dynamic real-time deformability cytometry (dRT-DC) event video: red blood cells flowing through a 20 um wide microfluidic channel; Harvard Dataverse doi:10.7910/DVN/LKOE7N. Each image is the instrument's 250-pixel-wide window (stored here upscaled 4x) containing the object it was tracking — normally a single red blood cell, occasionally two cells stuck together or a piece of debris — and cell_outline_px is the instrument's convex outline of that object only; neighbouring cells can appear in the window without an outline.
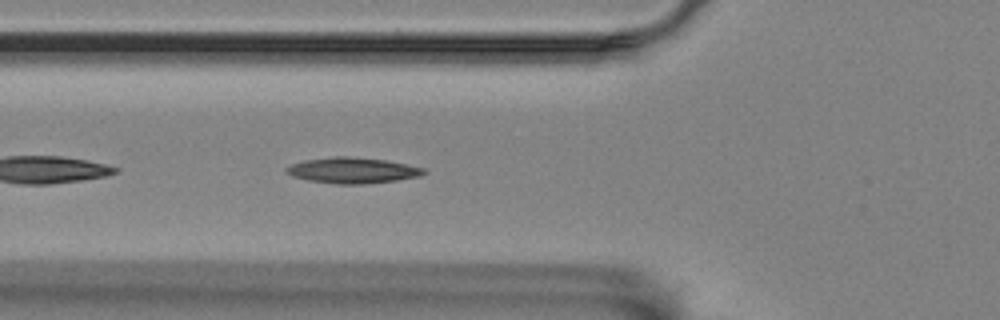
{"species": "Egyptian fruit bat (a non-hibernating species)", "species_latin": "Rousettus aegyptiacus", "temperature_condition": "room temperature", "stored_images_in_passage": 43, "camera_frame_rate_fps": 3000, "um_per_image_px": 0.085, "animal": {"sex": "female"}, "frame": {"image": 1, "passage_image": 6, "time_ms": 1.667, "image_size_px": [1000, 320], "cell_outline_px": [[428, 172], [420, 176], [396, 180], [364, 184], [336, 184], [308, 180], [292, 176], [284, 172], [284, 168], [292, 164], [304, 160], [332, 156], [348, 156], [384, 160], [428, 168]], "centroid_in_image_um": [29.97, 14.48], "position_along_channel_um": 95.8, "area_um2": 20.81}}
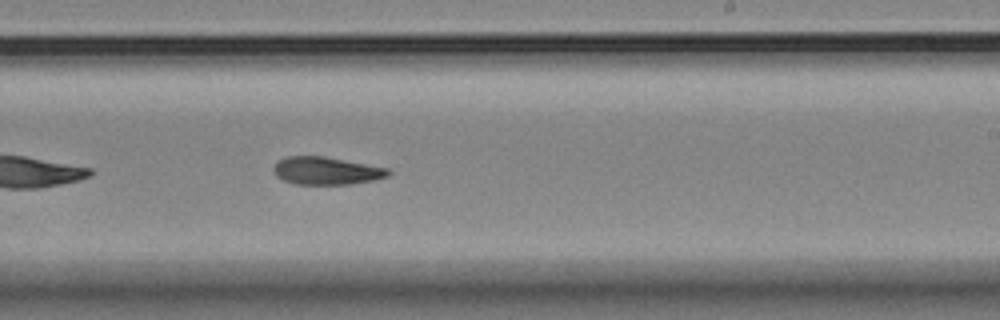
{"frame": {"image": 2, "passage_image": 20, "time_ms": 6.333, "image_size_px": [1000, 320], "cell_outline_px": [[392, 172], [388, 176], [372, 180], [352, 184], [292, 184], [276, 176], [272, 172], [272, 168], [280, 160], [288, 156], [324, 156], [388, 168]], "centroid_in_image_um": [27.72, 14.52], "position_along_channel_um": 261.3, "area_um2": 18.5}}
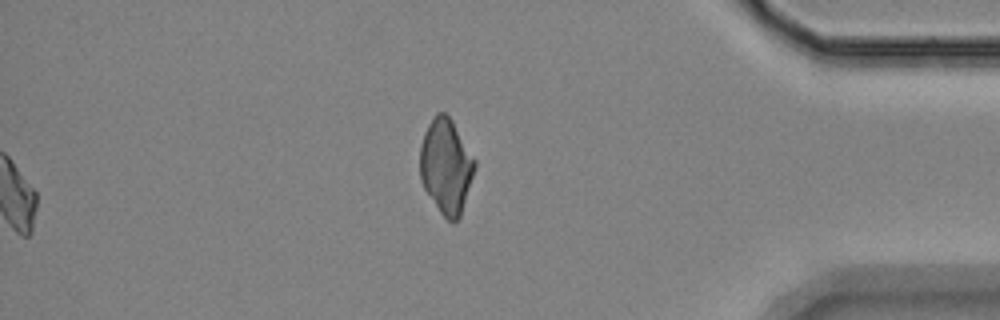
{"frame": {"image": 3, "passage_image": 43, "time_ms": 14.0, "image_size_px": [1000, 320], "cell_outline_px": [[476, 164], [460, 216], [452, 224], [440, 212], [424, 188], [420, 180], [420, 144], [424, 132], [428, 124], [436, 112], [444, 112], [452, 120], [476, 160]], "centroid_in_image_um": [37.9, 14.1], "position_along_channel_um": 397.3, "area_um2": 30.06}}